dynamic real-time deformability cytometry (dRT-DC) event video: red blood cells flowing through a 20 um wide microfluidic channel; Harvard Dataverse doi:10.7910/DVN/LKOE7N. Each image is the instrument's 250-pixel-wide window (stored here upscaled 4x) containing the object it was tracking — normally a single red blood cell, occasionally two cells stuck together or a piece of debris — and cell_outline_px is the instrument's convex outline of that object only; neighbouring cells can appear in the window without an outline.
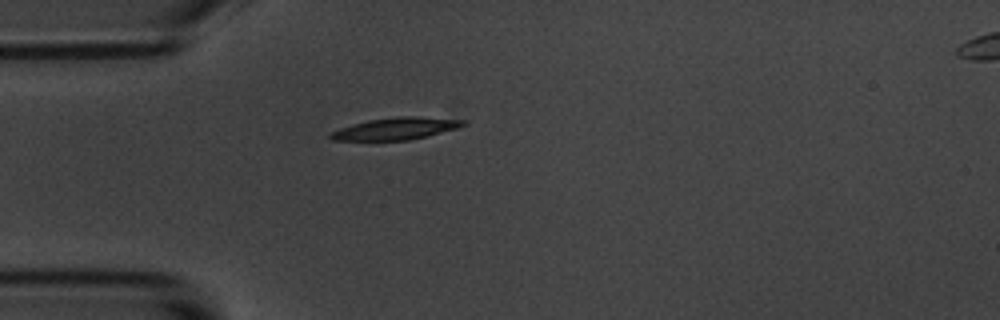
{"species": "common noctule bat (a hibernating species)", "species_latin": "Nyctalus noctula", "temperature_condition": "room temperature", "stored_images_in_passage": 1, "camera_frame_rate_fps": 3000, "um_per_image_px": 0.085, "animal": {"sex": "male", "body_mass_g": 20.1, "forearm_length_mm": 53.5}, "frame": {"image": 1, "passage_image": 1, "time_ms": 0.0, "image_size_px": [1000, 320], "cell_outline_px": [[468, 124], [456, 128], [428, 136], [408, 140], [332, 140], [328, 136], [328, 132], [352, 124], [368, 120], [396, 116], [416, 116], [464, 120]], "centroid_in_image_um": [33.61, 10.93], "position_along_channel_um": 51.4, "area_um2": 17.05}}